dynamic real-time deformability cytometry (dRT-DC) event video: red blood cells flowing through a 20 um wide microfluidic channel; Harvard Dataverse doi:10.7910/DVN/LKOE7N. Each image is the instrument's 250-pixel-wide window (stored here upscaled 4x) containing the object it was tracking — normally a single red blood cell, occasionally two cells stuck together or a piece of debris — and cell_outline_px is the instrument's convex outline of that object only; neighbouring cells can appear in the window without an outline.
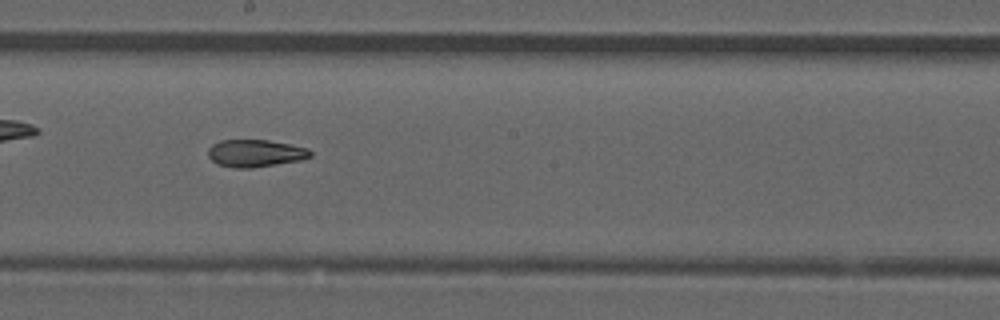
{"species": "common noctule bat (a hibernating species)", "species_latin": "Nyctalus noctula", "temperature_condition": "room temperature", "stored_images_in_passage": 49, "camera_frame_rate_fps": 3000, "um_per_image_px": 0.085, "animal": {"sex": "male", "forearm_length_mm": 52.5}, "frame": {"image": 1, "passage_image": 28, "time_ms": 9.0, "image_size_px": [1000, 320], "cell_outline_px": [[312, 156], [304, 160], [252, 168], [236, 168], [216, 164], [208, 156], [208, 148], [212, 144], [220, 140], [268, 140], [308, 148], [312, 152]], "centroid_in_image_um": [21.71, 13.03], "position_along_channel_um": 226.5, "area_um2": 16.47}}
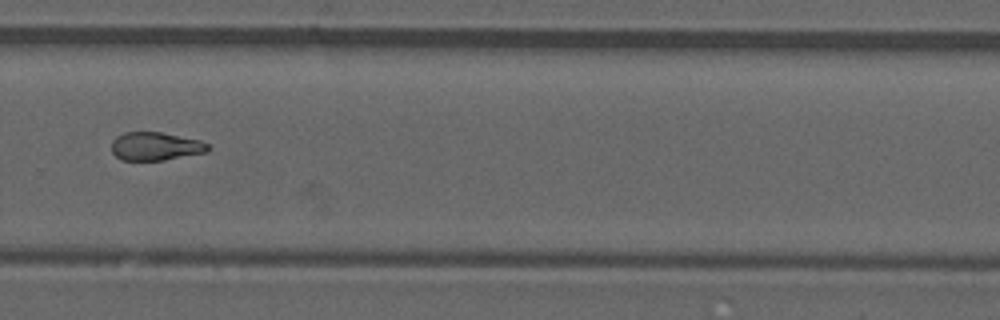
{"frame": {"image": 2, "passage_image": 35, "time_ms": 11.333, "image_size_px": [1000, 320], "cell_outline_px": [[212, 148], [208, 152], [164, 160], [120, 160], [112, 152], [112, 140], [116, 136], [124, 132], [160, 132], [200, 140], [208, 144]], "centroid_in_image_um": [13.23, 12.44], "position_along_channel_um": 316.6, "area_um2": 16.01}}